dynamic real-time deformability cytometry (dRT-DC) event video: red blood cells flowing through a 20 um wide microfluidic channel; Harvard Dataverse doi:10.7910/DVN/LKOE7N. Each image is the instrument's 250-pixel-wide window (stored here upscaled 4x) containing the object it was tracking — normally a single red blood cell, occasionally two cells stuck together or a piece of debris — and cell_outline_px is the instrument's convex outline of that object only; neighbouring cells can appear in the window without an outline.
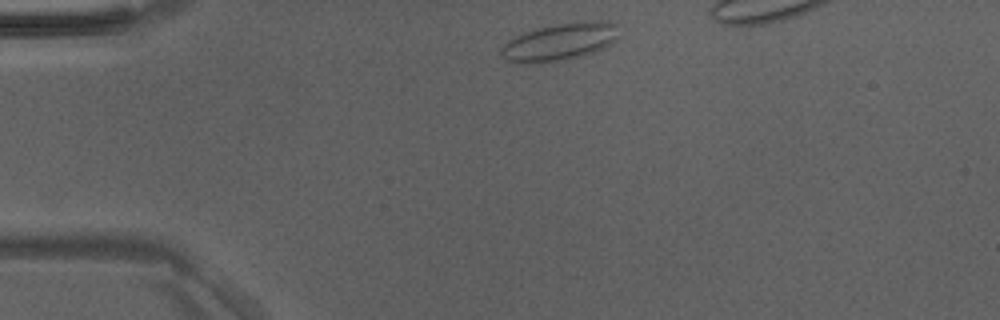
{"species": "Egyptian fruit bat (a non-hibernating species)", "species_latin": "Rousettus aegyptiacus", "temperature_condition": "room temperature", "stored_images_in_passage": 34, "camera_frame_rate_fps": 3000, "um_per_image_px": 0.085, "animal": {"sex": "male"}, "frame": {"image": 1, "passage_image": 2, "time_ms": 0.333, "image_size_px": [1000, 320], "cell_outline_px": [[616, 40], [612, 44], [604, 48], [584, 56], [564, 60], [536, 64], [512, 64], [500, 56], [500, 48], [508, 40], [516, 36], [536, 28], [556, 24], [580, 20], [600, 20], [616, 24]], "centroid_in_image_um": [47.53, 3.58], "position_along_channel_um": 37.5, "area_um2": 26.24}}
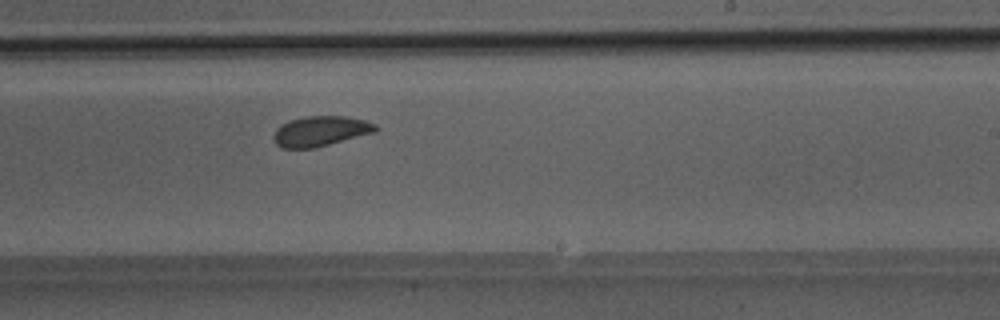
{"frame": {"image": 2, "passage_image": 21, "time_ms": 6.667, "image_size_px": [1000, 320], "cell_outline_px": [[380, 128], [376, 132], [312, 148], [280, 148], [272, 140], [272, 136], [276, 128], [292, 120], [304, 116], [344, 116], [364, 120], [376, 124]], "centroid_in_image_um": [27.24, 11.15], "position_along_channel_um": 261.8, "area_um2": 17.86}}
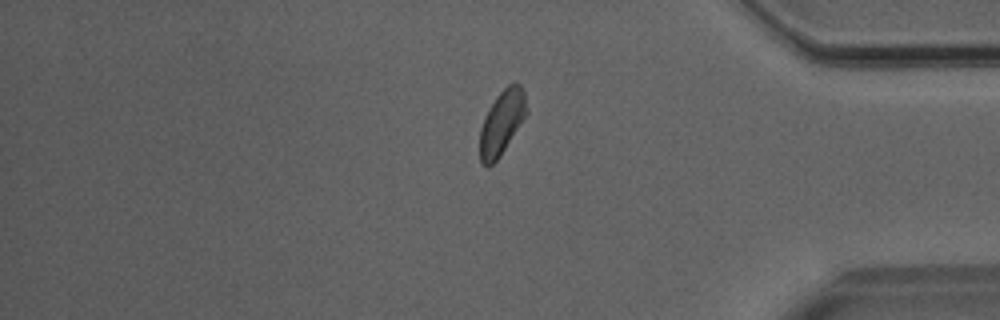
{"frame": {"image": 3, "passage_image": 32, "time_ms": 10.333, "image_size_px": [1000, 320], "cell_outline_px": [[528, 112], [500, 156], [488, 168], [484, 168], [480, 160], [480, 128], [484, 116], [488, 108], [496, 96], [508, 84], [516, 80], [520, 84], [524, 92], [528, 108]], "centroid_in_image_um": [42.65, 10.39], "position_along_channel_um": 392.5, "area_um2": 17.74}}